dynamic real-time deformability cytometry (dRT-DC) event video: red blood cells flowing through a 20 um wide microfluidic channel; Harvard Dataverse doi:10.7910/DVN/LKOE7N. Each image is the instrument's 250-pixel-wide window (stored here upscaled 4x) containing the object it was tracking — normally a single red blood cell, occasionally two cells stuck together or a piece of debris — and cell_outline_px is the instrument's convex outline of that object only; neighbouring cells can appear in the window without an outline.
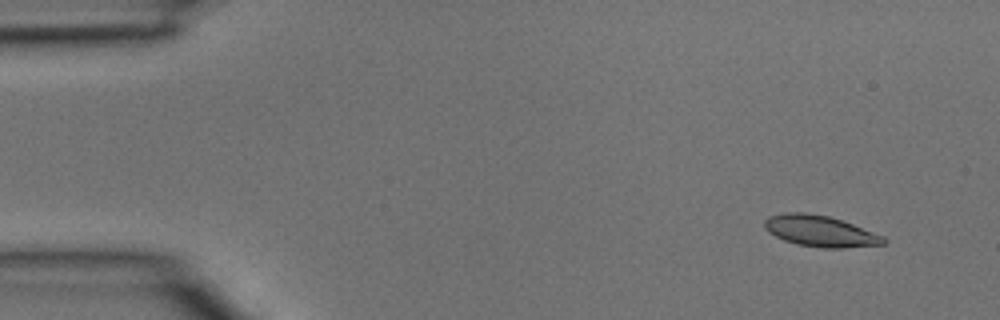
{"species": "common noctule bat (a hibernating species)", "species_latin": "Nyctalus noctula", "temperature_condition": "room temperature", "stored_images_in_passage": 4, "camera_frame_rate_fps": 3000, "um_per_image_px": 0.085, "animal": {"sex": "male", "body_mass_g": 15.6}, "frame": {"image": 1, "passage_image": 1, "time_ms": 0.0, "image_size_px": [1000, 320], "cell_outline_px": [[888, 240], [884, 244], [844, 248], [824, 248], [796, 244], [784, 240], [768, 232], [764, 228], [764, 220], [768, 216], [784, 212], [804, 212], [828, 216], [852, 224], [884, 236]], "centroid_in_image_um": [69.69, 19.64], "position_along_channel_um": 15.3, "area_um2": 21.62}}
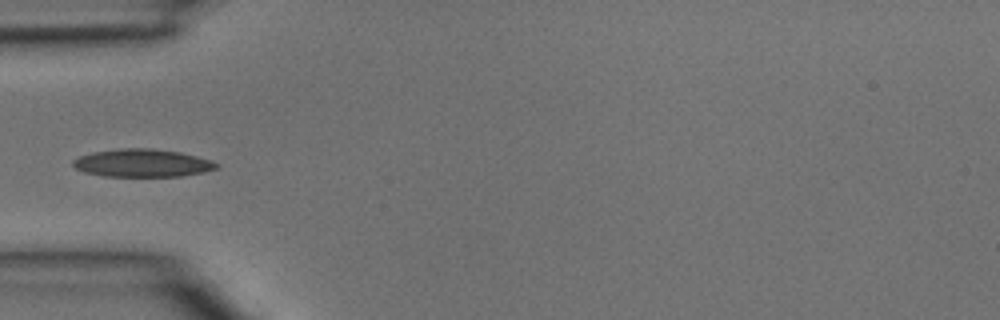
{"frame": {"image": 2, "passage_image": 4, "time_ms": 1.0, "image_size_px": [1000, 320], "cell_outline_px": [[220, 164], [216, 168], [204, 172], [180, 176], [104, 176], [84, 172], [76, 168], [72, 164], [72, 160], [80, 156], [92, 152], [120, 148], [152, 148], [180, 152], [212, 160]], "centroid_in_image_um": [12.1, 13.85], "position_along_channel_um": 72.9, "area_um2": 23.29}}